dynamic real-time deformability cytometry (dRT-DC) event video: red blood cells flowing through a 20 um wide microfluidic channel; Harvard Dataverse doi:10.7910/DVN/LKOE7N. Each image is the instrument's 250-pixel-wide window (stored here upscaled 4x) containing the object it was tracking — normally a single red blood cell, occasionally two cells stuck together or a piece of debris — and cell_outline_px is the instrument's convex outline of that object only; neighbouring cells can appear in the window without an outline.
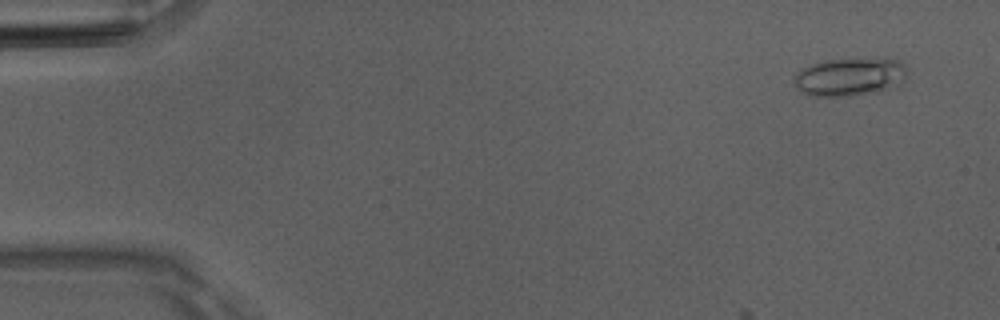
{"species": "Egyptian fruit bat (a non-hibernating species)", "species_latin": "Rousettus aegyptiacus", "temperature_condition": "room temperature", "stored_images_in_passage": 17, "camera_frame_rate_fps": 3000, "um_per_image_px": 0.085, "animal": {"sex": "male"}, "frame": {"image": 1, "passage_image": 4, "time_ms": 1.0, "image_size_px": [1000, 320], "cell_outline_px": [[908, 72], [904, 80], [896, 88], [876, 92], [852, 96], [808, 96], [796, 88], [792, 80], [796, 72], [812, 64], [828, 60], [900, 60], [908, 68]], "centroid_in_image_um": [72.23, 6.58], "position_along_channel_um": 12.8, "area_um2": 25.14}}